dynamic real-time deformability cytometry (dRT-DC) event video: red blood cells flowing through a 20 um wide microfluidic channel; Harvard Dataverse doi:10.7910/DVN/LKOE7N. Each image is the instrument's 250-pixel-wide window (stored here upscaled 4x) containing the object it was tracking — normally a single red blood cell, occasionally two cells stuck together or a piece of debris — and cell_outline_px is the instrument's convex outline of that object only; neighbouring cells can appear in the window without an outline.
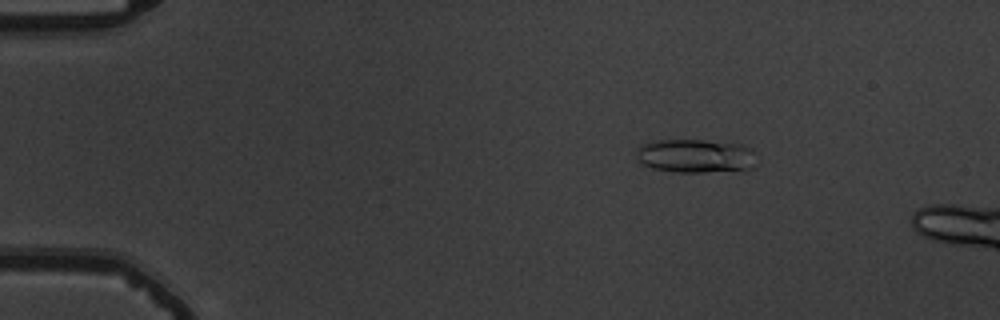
{"species": "common noctule bat (a hibernating species)", "species_latin": "Nyctalus noctula", "temperature_condition": "warm", "stored_images_in_passage": 17, "camera_frame_rate_fps": 3000, "um_per_image_px": 0.085, "animal": {"sex": "male", "body_mass_g": 19.5, "forearm_length_mm": 54.6}, "frame": {"image": 1, "passage_image": 10, "time_ms": 3.0, "image_size_px": [1000, 320], "cell_outline_px": [[752, 168], [744, 172], [676, 172], [652, 168], [640, 164], [636, 160], [636, 148], [640, 144], [652, 140], [704, 140], [744, 144], [752, 148]], "centroid_in_image_um": [59.08, 13.26], "position_along_channel_um": 25.9, "area_um2": 24.28}}